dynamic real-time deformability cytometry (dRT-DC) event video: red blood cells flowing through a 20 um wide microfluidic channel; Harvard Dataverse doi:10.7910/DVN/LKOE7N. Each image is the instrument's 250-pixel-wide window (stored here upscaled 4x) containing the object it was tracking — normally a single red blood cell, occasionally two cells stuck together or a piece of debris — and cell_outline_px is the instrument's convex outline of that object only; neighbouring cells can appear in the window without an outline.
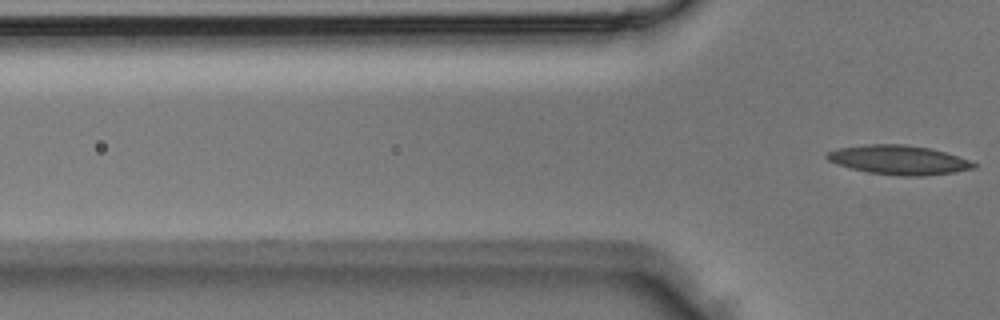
{"species": "Egyptian fruit bat (a non-hibernating species)", "species_latin": "Rousettus aegyptiacus", "temperature_condition": "room temperature", "stored_images_in_passage": 2, "camera_frame_rate_fps": 3000, "um_per_image_px": 0.085, "animal": {"sex": "male"}, "frame": {"image": 1, "passage_image": 2, "time_ms": 0.333, "image_size_px": [1000, 320], "cell_outline_px": [[976, 168], [956, 172], [928, 176], [900, 176], [868, 172], [836, 164], [828, 160], [824, 156], [828, 152], [836, 148], [864, 144], [904, 144], [932, 148], [968, 160], [976, 164]], "centroid_in_image_um": [76.38, 13.59], "position_along_channel_um": 49.4, "area_um2": 25.14}}